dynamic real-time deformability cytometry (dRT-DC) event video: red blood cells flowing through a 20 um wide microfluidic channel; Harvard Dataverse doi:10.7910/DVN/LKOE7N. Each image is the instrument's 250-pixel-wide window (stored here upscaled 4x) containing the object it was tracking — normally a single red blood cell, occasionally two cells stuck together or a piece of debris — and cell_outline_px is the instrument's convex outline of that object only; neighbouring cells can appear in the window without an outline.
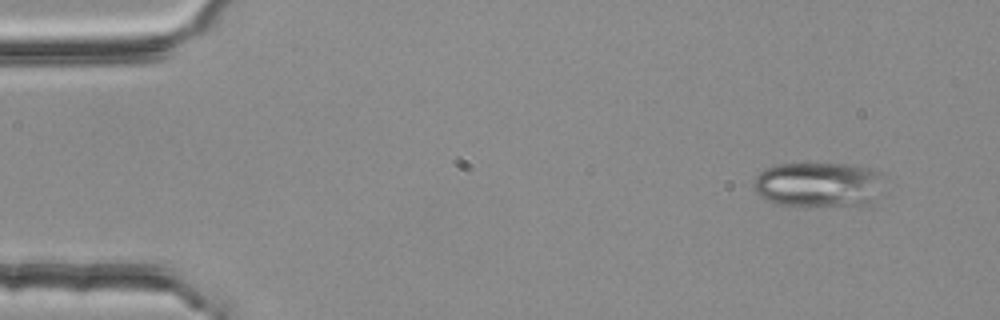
{"species": "common noctule bat (a hibernating species)", "species_latin": "Nyctalus noctula", "temperature_condition": "room temperature", "stored_images_in_passage": 3, "camera_frame_rate_fps": 3000, "um_per_image_px": 0.085, "animal": {"sex": "female", "body_mass_g": 25.1}, "frame": {"image": 1, "passage_image": 1, "time_ms": 0.0, "image_size_px": [1000, 320], "cell_outline_px": [[880, 176], [872, 200], [868, 204], [780, 204], [768, 200], [760, 196], [756, 192], [752, 184], [756, 176], [764, 168], [776, 164], [848, 164], [876, 168]], "centroid_in_image_um": [69.46, 15.63], "position_along_channel_um": 15.5, "area_um2": 33.0}}